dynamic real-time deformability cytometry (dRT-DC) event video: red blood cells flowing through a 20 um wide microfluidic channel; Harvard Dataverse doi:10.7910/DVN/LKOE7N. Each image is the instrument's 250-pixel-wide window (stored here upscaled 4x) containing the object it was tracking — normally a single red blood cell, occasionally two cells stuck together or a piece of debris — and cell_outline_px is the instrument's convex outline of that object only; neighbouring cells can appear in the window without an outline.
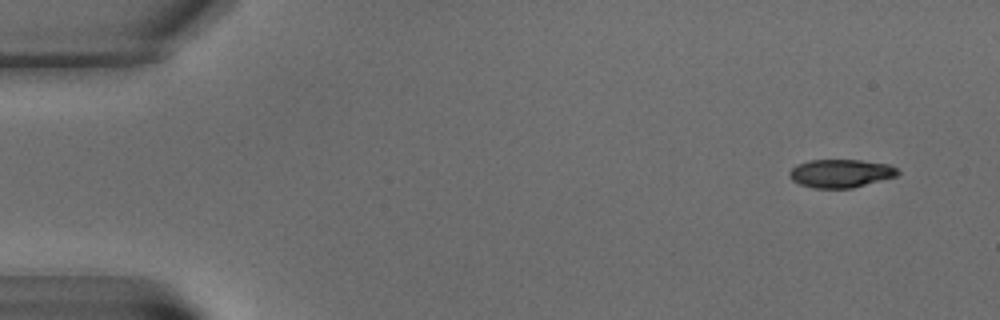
{"species": "common noctule bat (a hibernating species)", "species_latin": "Nyctalus noctula", "temperature_condition": "warm", "stored_images_in_passage": 4, "camera_frame_rate_fps": 3000, "um_per_image_px": 0.085, "animal": {"sex": "male", "body_mass_g": 15.6}, "frame": {"image": 1, "passage_image": 1, "time_ms": 0.0, "image_size_px": [1000, 320], "cell_outline_px": [[900, 172], [896, 176], [852, 188], [812, 188], [800, 184], [792, 180], [788, 176], [788, 172], [796, 164], [812, 160], [860, 160], [888, 164], [896, 168]], "centroid_in_image_um": [71.43, 14.73], "position_along_channel_um": 13.6, "area_um2": 17.8}}